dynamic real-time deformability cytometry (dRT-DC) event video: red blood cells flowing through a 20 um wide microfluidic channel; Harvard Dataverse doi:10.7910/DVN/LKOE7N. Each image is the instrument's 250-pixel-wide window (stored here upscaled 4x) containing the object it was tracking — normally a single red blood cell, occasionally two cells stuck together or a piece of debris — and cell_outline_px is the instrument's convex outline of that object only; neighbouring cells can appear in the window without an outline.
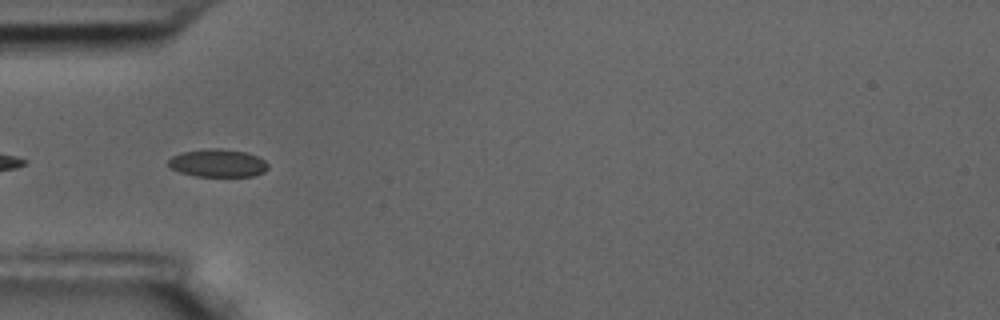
{"species": "common noctule bat (a hibernating species)", "species_latin": "Nyctalus noctula", "temperature_condition": "room temperature", "stored_images_in_passage": 8, "camera_frame_rate_fps": 3000, "um_per_image_px": 0.085, "animal": {"sex": "male", "body_mass_g": 17.5, "forearm_length_mm": 52.3}, "frame": {"image": 1, "passage_image": 1, "time_ms": 0.0, "image_size_px": [1000, 320], "cell_outline_px": [[268, 168], [264, 172], [256, 176], [196, 176], [180, 172], [172, 168], [168, 164], [168, 160], [172, 156], [180, 152], [204, 148], [220, 148], [248, 152], [264, 160], [268, 164]], "centroid_in_image_um": [18.52, 13.85], "position_along_channel_um": 66.5, "area_um2": 16.36}}